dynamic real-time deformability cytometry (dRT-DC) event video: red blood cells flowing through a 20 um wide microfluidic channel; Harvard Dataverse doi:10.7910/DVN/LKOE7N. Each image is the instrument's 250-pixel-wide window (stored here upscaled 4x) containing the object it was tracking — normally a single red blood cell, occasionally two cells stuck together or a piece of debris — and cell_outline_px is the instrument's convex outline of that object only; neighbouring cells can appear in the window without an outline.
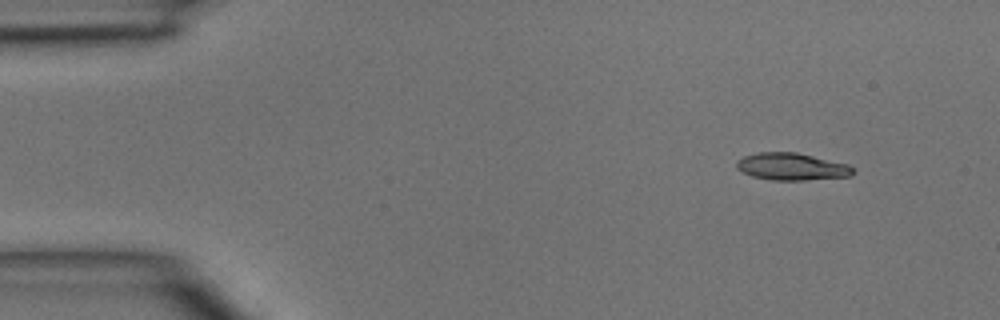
{"species": "common noctule bat (a hibernating species)", "species_latin": "Nyctalus noctula", "temperature_condition": "room temperature", "stored_images_in_passage": 3, "camera_frame_rate_fps": 3000, "um_per_image_px": 0.085, "animal": {"sex": "male", "body_mass_g": 15.6}, "frame": {"image": 1, "passage_image": 1, "time_ms": 0.0, "image_size_px": [1000, 320], "cell_outline_px": [[856, 172], [852, 176], [804, 180], [772, 180], [752, 176], [736, 168], [736, 160], [744, 156], [760, 152], [796, 152], [848, 164], [856, 168]], "centroid_in_image_um": [67.33, 14.16], "position_along_channel_um": 17.7, "area_um2": 18.55}}
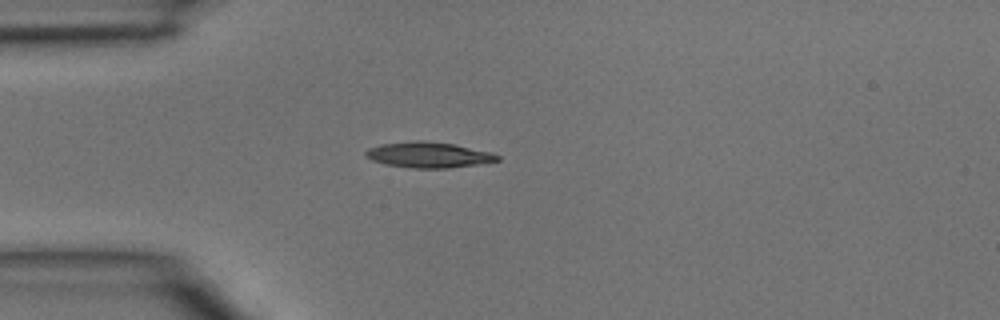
{"frame": {"image": 2, "passage_image": 3, "time_ms": 0.667, "image_size_px": [1000, 320], "cell_outline_px": [[500, 160], [480, 164], [448, 168], [412, 168], [384, 164], [372, 160], [364, 156], [364, 152], [368, 148], [380, 144], [416, 140], [424, 140], [456, 144], [492, 152], [500, 156]], "centroid_in_image_um": [36.43, 13.15], "position_along_channel_um": 48.6, "area_um2": 20.0}}